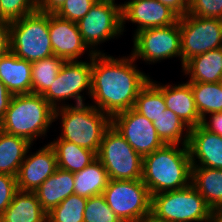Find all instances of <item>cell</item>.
I'll list each match as a JSON object with an SVG mask.
<instances>
[{
  "instance_id": "cell-1",
  "label": "cell",
  "mask_w": 222,
  "mask_h": 222,
  "mask_svg": "<svg viewBox=\"0 0 222 222\" xmlns=\"http://www.w3.org/2000/svg\"><path fill=\"white\" fill-rule=\"evenodd\" d=\"M130 57V58H129ZM114 58L105 53L92 56L91 98L102 112L113 115L134 108L140 90L150 77L136 68L132 56Z\"/></svg>"
},
{
  "instance_id": "cell-2",
  "label": "cell",
  "mask_w": 222,
  "mask_h": 222,
  "mask_svg": "<svg viewBox=\"0 0 222 222\" xmlns=\"http://www.w3.org/2000/svg\"><path fill=\"white\" fill-rule=\"evenodd\" d=\"M164 145L143 157L142 181L150 195L191 184L192 162L187 145Z\"/></svg>"
},
{
  "instance_id": "cell-3",
  "label": "cell",
  "mask_w": 222,
  "mask_h": 222,
  "mask_svg": "<svg viewBox=\"0 0 222 222\" xmlns=\"http://www.w3.org/2000/svg\"><path fill=\"white\" fill-rule=\"evenodd\" d=\"M54 121V108L42 95L19 94L12 96L0 130L33 143L38 137L45 136Z\"/></svg>"
},
{
  "instance_id": "cell-4",
  "label": "cell",
  "mask_w": 222,
  "mask_h": 222,
  "mask_svg": "<svg viewBox=\"0 0 222 222\" xmlns=\"http://www.w3.org/2000/svg\"><path fill=\"white\" fill-rule=\"evenodd\" d=\"M58 117L62 123L60 139L98 153L104 132L111 125L108 114L92 104H68L54 109V119Z\"/></svg>"
},
{
  "instance_id": "cell-5",
  "label": "cell",
  "mask_w": 222,
  "mask_h": 222,
  "mask_svg": "<svg viewBox=\"0 0 222 222\" xmlns=\"http://www.w3.org/2000/svg\"><path fill=\"white\" fill-rule=\"evenodd\" d=\"M151 214L164 222H212L213 210L190 184L152 195Z\"/></svg>"
},
{
  "instance_id": "cell-6",
  "label": "cell",
  "mask_w": 222,
  "mask_h": 222,
  "mask_svg": "<svg viewBox=\"0 0 222 222\" xmlns=\"http://www.w3.org/2000/svg\"><path fill=\"white\" fill-rule=\"evenodd\" d=\"M10 51L30 63L54 55L49 36V13L36 10L10 22Z\"/></svg>"
},
{
  "instance_id": "cell-7",
  "label": "cell",
  "mask_w": 222,
  "mask_h": 222,
  "mask_svg": "<svg viewBox=\"0 0 222 222\" xmlns=\"http://www.w3.org/2000/svg\"><path fill=\"white\" fill-rule=\"evenodd\" d=\"M97 159L107 170L109 180L142 179L143 158L112 125L104 132Z\"/></svg>"
},
{
  "instance_id": "cell-8",
  "label": "cell",
  "mask_w": 222,
  "mask_h": 222,
  "mask_svg": "<svg viewBox=\"0 0 222 222\" xmlns=\"http://www.w3.org/2000/svg\"><path fill=\"white\" fill-rule=\"evenodd\" d=\"M102 195L122 222H137L151 214V195L142 179L109 180Z\"/></svg>"
},
{
  "instance_id": "cell-9",
  "label": "cell",
  "mask_w": 222,
  "mask_h": 222,
  "mask_svg": "<svg viewBox=\"0 0 222 222\" xmlns=\"http://www.w3.org/2000/svg\"><path fill=\"white\" fill-rule=\"evenodd\" d=\"M77 25L87 47L102 53L96 48L98 44L122 35V5L115 0H97Z\"/></svg>"
},
{
  "instance_id": "cell-10",
  "label": "cell",
  "mask_w": 222,
  "mask_h": 222,
  "mask_svg": "<svg viewBox=\"0 0 222 222\" xmlns=\"http://www.w3.org/2000/svg\"><path fill=\"white\" fill-rule=\"evenodd\" d=\"M181 32V64L194 56L222 47V19L185 14L178 18Z\"/></svg>"
},
{
  "instance_id": "cell-11",
  "label": "cell",
  "mask_w": 222,
  "mask_h": 222,
  "mask_svg": "<svg viewBox=\"0 0 222 222\" xmlns=\"http://www.w3.org/2000/svg\"><path fill=\"white\" fill-rule=\"evenodd\" d=\"M131 56L147 63L178 57L181 59L179 21L173 25L152 27L134 33Z\"/></svg>"
},
{
  "instance_id": "cell-12",
  "label": "cell",
  "mask_w": 222,
  "mask_h": 222,
  "mask_svg": "<svg viewBox=\"0 0 222 222\" xmlns=\"http://www.w3.org/2000/svg\"><path fill=\"white\" fill-rule=\"evenodd\" d=\"M92 83V57L90 62L65 61L50 88L42 95L44 99L54 108H60L61 101L75 99L76 105L85 104L80 94L84 90L91 94ZM58 102H60L58 104Z\"/></svg>"
},
{
  "instance_id": "cell-13",
  "label": "cell",
  "mask_w": 222,
  "mask_h": 222,
  "mask_svg": "<svg viewBox=\"0 0 222 222\" xmlns=\"http://www.w3.org/2000/svg\"><path fill=\"white\" fill-rule=\"evenodd\" d=\"M111 125L142 158L165 145L153 122L134 108L113 115Z\"/></svg>"
},
{
  "instance_id": "cell-14",
  "label": "cell",
  "mask_w": 222,
  "mask_h": 222,
  "mask_svg": "<svg viewBox=\"0 0 222 222\" xmlns=\"http://www.w3.org/2000/svg\"><path fill=\"white\" fill-rule=\"evenodd\" d=\"M49 36L53 54L65 61H77L88 50V57L95 54L84 43L77 23L60 18L55 13H49Z\"/></svg>"
},
{
  "instance_id": "cell-15",
  "label": "cell",
  "mask_w": 222,
  "mask_h": 222,
  "mask_svg": "<svg viewBox=\"0 0 222 222\" xmlns=\"http://www.w3.org/2000/svg\"><path fill=\"white\" fill-rule=\"evenodd\" d=\"M122 5V30L126 21L136 23L137 32L152 28L173 25L179 16L158 0H130Z\"/></svg>"
},
{
  "instance_id": "cell-16",
  "label": "cell",
  "mask_w": 222,
  "mask_h": 222,
  "mask_svg": "<svg viewBox=\"0 0 222 222\" xmlns=\"http://www.w3.org/2000/svg\"><path fill=\"white\" fill-rule=\"evenodd\" d=\"M56 169V154L49 143L36 153H26L16 176L18 190L35 192Z\"/></svg>"
},
{
  "instance_id": "cell-17",
  "label": "cell",
  "mask_w": 222,
  "mask_h": 222,
  "mask_svg": "<svg viewBox=\"0 0 222 222\" xmlns=\"http://www.w3.org/2000/svg\"><path fill=\"white\" fill-rule=\"evenodd\" d=\"M187 146L192 167L222 169V137L218 134L208 131L200 124L190 128Z\"/></svg>"
},
{
  "instance_id": "cell-18",
  "label": "cell",
  "mask_w": 222,
  "mask_h": 222,
  "mask_svg": "<svg viewBox=\"0 0 222 222\" xmlns=\"http://www.w3.org/2000/svg\"><path fill=\"white\" fill-rule=\"evenodd\" d=\"M0 80L12 95L32 93V63L7 52L0 58Z\"/></svg>"
},
{
  "instance_id": "cell-19",
  "label": "cell",
  "mask_w": 222,
  "mask_h": 222,
  "mask_svg": "<svg viewBox=\"0 0 222 222\" xmlns=\"http://www.w3.org/2000/svg\"><path fill=\"white\" fill-rule=\"evenodd\" d=\"M163 97L167 109L173 111L189 128L201 124L199 112L196 108L191 85H163Z\"/></svg>"
},
{
  "instance_id": "cell-20",
  "label": "cell",
  "mask_w": 222,
  "mask_h": 222,
  "mask_svg": "<svg viewBox=\"0 0 222 222\" xmlns=\"http://www.w3.org/2000/svg\"><path fill=\"white\" fill-rule=\"evenodd\" d=\"M74 173L57 168L35 191L46 213L74 194Z\"/></svg>"
},
{
  "instance_id": "cell-21",
  "label": "cell",
  "mask_w": 222,
  "mask_h": 222,
  "mask_svg": "<svg viewBox=\"0 0 222 222\" xmlns=\"http://www.w3.org/2000/svg\"><path fill=\"white\" fill-rule=\"evenodd\" d=\"M0 222H47V213L35 192L18 190L0 215Z\"/></svg>"
},
{
  "instance_id": "cell-22",
  "label": "cell",
  "mask_w": 222,
  "mask_h": 222,
  "mask_svg": "<svg viewBox=\"0 0 222 222\" xmlns=\"http://www.w3.org/2000/svg\"><path fill=\"white\" fill-rule=\"evenodd\" d=\"M182 70L189 75L187 82L216 83L222 81V47L189 59Z\"/></svg>"
},
{
  "instance_id": "cell-23",
  "label": "cell",
  "mask_w": 222,
  "mask_h": 222,
  "mask_svg": "<svg viewBox=\"0 0 222 222\" xmlns=\"http://www.w3.org/2000/svg\"><path fill=\"white\" fill-rule=\"evenodd\" d=\"M191 184L212 210L222 207V169L192 167Z\"/></svg>"
},
{
  "instance_id": "cell-24",
  "label": "cell",
  "mask_w": 222,
  "mask_h": 222,
  "mask_svg": "<svg viewBox=\"0 0 222 222\" xmlns=\"http://www.w3.org/2000/svg\"><path fill=\"white\" fill-rule=\"evenodd\" d=\"M56 154L57 168L75 173L97 159V153L57 138L49 143Z\"/></svg>"
},
{
  "instance_id": "cell-25",
  "label": "cell",
  "mask_w": 222,
  "mask_h": 222,
  "mask_svg": "<svg viewBox=\"0 0 222 222\" xmlns=\"http://www.w3.org/2000/svg\"><path fill=\"white\" fill-rule=\"evenodd\" d=\"M31 146L27 139L0 130V174L16 177Z\"/></svg>"
},
{
  "instance_id": "cell-26",
  "label": "cell",
  "mask_w": 222,
  "mask_h": 222,
  "mask_svg": "<svg viewBox=\"0 0 222 222\" xmlns=\"http://www.w3.org/2000/svg\"><path fill=\"white\" fill-rule=\"evenodd\" d=\"M108 182L107 170L96 159L81 171L74 173V194L85 198L102 195Z\"/></svg>"
},
{
  "instance_id": "cell-27",
  "label": "cell",
  "mask_w": 222,
  "mask_h": 222,
  "mask_svg": "<svg viewBox=\"0 0 222 222\" xmlns=\"http://www.w3.org/2000/svg\"><path fill=\"white\" fill-rule=\"evenodd\" d=\"M153 125L165 145L188 144L190 128L170 109H166L156 118Z\"/></svg>"
},
{
  "instance_id": "cell-28",
  "label": "cell",
  "mask_w": 222,
  "mask_h": 222,
  "mask_svg": "<svg viewBox=\"0 0 222 222\" xmlns=\"http://www.w3.org/2000/svg\"><path fill=\"white\" fill-rule=\"evenodd\" d=\"M191 85L196 108L200 118L207 114L222 112V86L221 82H188Z\"/></svg>"
},
{
  "instance_id": "cell-29",
  "label": "cell",
  "mask_w": 222,
  "mask_h": 222,
  "mask_svg": "<svg viewBox=\"0 0 222 222\" xmlns=\"http://www.w3.org/2000/svg\"><path fill=\"white\" fill-rule=\"evenodd\" d=\"M134 109L150 121H155L166 109L163 85L152 79L140 90Z\"/></svg>"
},
{
  "instance_id": "cell-30",
  "label": "cell",
  "mask_w": 222,
  "mask_h": 222,
  "mask_svg": "<svg viewBox=\"0 0 222 222\" xmlns=\"http://www.w3.org/2000/svg\"><path fill=\"white\" fill-rule=\"evenodd\" d=\"M65 60L55 55L32 63V93L43 95L63 66Z\"/></svg>"
},
{
  "instance_id": "cell-31",
  "label": "cell",
  "mask_w": 222,
  "mask_h": 222,
  "mask_svg": "<svg viewBox=\"0 0 222 222\" xmlns=\"http://www.w3.org/2000/svg\"><path fill=\"white\" fill-rule=\"evenodd\" d=\"M87 198L72 194L47 213V222H84Z\"/></svg>"
},
{
  "instance_id": "cell-32",
  "label": "cell",
  "mask_w": 222,
  "mask_h": 222,
  "mask_svg": "<svg viewBox=\"0 0 222 222\" xmlns=\"http://www.w3.org/2000/svg\"><path fill=\"white\" fill-rule=\"evenodd\" d=\"M84 222H122L108 206L103 195L87 198Z\"/></svg>"
},
{
  "instance_id": "cell-33",
  "label": "cell",
  "mask_w": 222,
  "mask_h": 222,
  "mask_svg": "<svg viewBox=\"0 0 222 222\" xmlns=\"http://www.w3.org/2000/svg\"><path fill=\"white\" fill-rule=\"evenodd\" d=\"M36 10L37 0H0V20L12 22Z\"/></svg>"
},
{
  "instance_id": "cell-34",
  "label": "cell",
  "mask_w": 222,
  "mask_h": 222,
  "mask_svg": "<svg viewBox=\"0 0 222 222\" xmlns=\"http://www.w3.org/2000/svg\"><path fill=\"white\" fill-rule=\"evenodd\" d=\"M96 1L97 0H66L55 14L60 18L77 23L89 12Z\"/></svg>"
},
{
  "instance_id": "cell-35",
  "label": "cell",
  "mask_w": 222,
  "mask_h": 222,
  "mask_svg": "<svg viewBox=\"0 0 222 222\" xmlns=\"http://www.w3.org/2000/svg\"><path fill=\"white\" fill-rule=\"evenodd\" d=\"M188 14L222 19V0H189Z\"/></svg>"
},
{
  "instance_id": "cell-36",
  "label": "cell",
  "mask_w": 222,
  "mask_h": 222,
  "mask_svg": "<svg viewBox=\"0 0 222 222\" xmlns=\"http://www.w3.org/2000/svg\"><path fill=\"white\" fill-rule=\"evenodd\" d=\"M17 191L16 177L8 174H0V215L11 204Z\"/></svg>"
},
{
  "instance_id": "cell-37",
  "label": "cell",
  "mask_w": 222,
  "mask_h": 222,
  "mask_svg": "<svg viewBox=\"0 0 222 222\" xmlns=\"http://www.w3.org/2000/svg\"><path fill=\"white\" fill-rule=\"evenodd\" d=\"M210 120L207 117L202 119L201 125L212 133H216L222 137V112L209 114Z\"/></svg>"
},
{
  "instance_id": "cell-38",
  "label": "cell",
  "mask_w": 222,
  "mask_h": 222,
  "mask_svg": "<svg viewBox=\"0 0 222 222\" xmlns=\"http://www.w3.org/2000/svg\"><path fill=\"white\" fill-rule=\"evenodd\" d=\"M10 51V22L0 20V58Z\"/></svg>"
},
{
  "instance_id": "cell-39",
  "label": "cell",
  "mask_w": 222,
  "mask_h": 222,
  "mask_svg": "<svg viewBox=\"0 0 222 222\" xmlns=\"http://www.w3.org/2000/svg\"><path fill=\"white\" fill-rule=\"evenodd\" d=\"M163 5L168 6L179 17L188 13L189 0H158Z\"/></svg>"
},
{
  "instance_id": "cell-40",
  "label": "cell",
  "mask_w": 222,
  "mask_h": 222,
  "mask_svg": "<svg viewBox=\"0 0 222 222\" xmlns=\"http://www.w3.org/2000/svg\"><path fill=\"white\" fill-rule=\"evenodd\" d=\"M12 96L13 95L8 91L5 84L0 80V123L5 116Z\"/></svg>"
},
{
  "instance_id": "cell-41",
  "label": "cell",
  "mask_w": 222,
  "mask_h": 222,
  "mask_svg": "<svg viewBox=\"0 0 222 222\" xmlns=\"http://www.w3.org/2000/svg\"><path fill=\"white\" fill-rule=\"evenodd\" d=\"M66 0H37L38 10L45 13H55Z\"/></svg>"
},
{
  "instance_id": "cell-42",
  "label": "cell",
  "mask_w": 222,
  "mask_h": 222,
  "mask_svg": "<svg viewBox=\"0 0 222 222\" xmlns=\"http://www.w3.org/2000/svg\"><path fill=\"white\" fill-rule=\"evenodd\" d=\"M212 222H222V207L213 210Z\"/></svg>"
},
{
  "instance_id": "cell-43",
  "label": "cell",
  "mask_w": 222,
  "mask_h": 222,
  "mask_svg": "<svg viewBox=\"0 0 222 222\" xmlns=\"http://www.w3.org/2000/svg\"><path fill=\"white\" fill-rule=\"evenodd\" d=\"M137 222H164V221L155 218L152 214H149V215L141 218Z\"/></svg>"
}]
</instances>
